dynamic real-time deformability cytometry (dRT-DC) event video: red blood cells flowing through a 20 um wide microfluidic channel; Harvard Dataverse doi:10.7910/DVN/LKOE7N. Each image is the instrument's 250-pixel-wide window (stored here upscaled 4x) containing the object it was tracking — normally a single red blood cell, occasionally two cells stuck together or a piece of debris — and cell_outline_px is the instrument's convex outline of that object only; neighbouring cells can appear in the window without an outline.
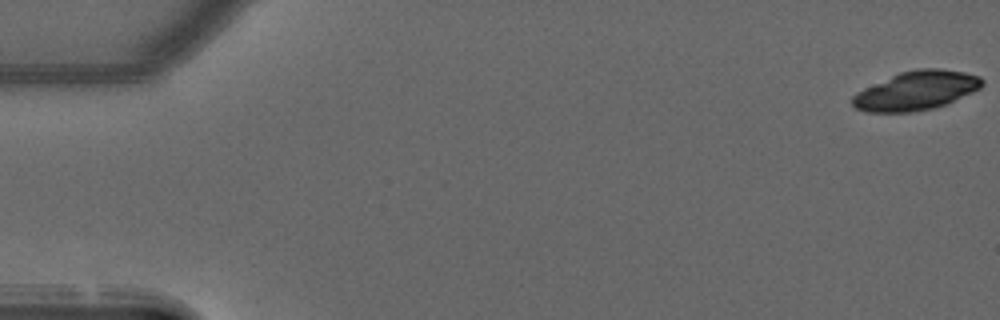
{"species": "common noctule bat (a hibernating species)", "species_latin": "Nyctalus noctula", "temperature_condition": "warm", "stored_images_in_passage": 52, "camera_frame_rate_fps": 3000, "um_per_image_px": 0.085, "animal": {"sex": "male", "forearm_length_mm": 52.5}, "frame": {"image": 1, "passage_image": 1, "time_ms": 0.0, "image_size_px": [1000, 320], "cell_outline_px": [[980, 84], [976, 88], [944, 104], [928, 108], [904, 112], [872, 112], [856, 108], [852, 104], [852, 96], [868, 88], [904, 72], [928, 68], [960, 72], [976, 76], [980, 80]], "centroid_in_image_um": [77.8, 7.73], "position_along_channel_um": 7.2, "area_um2": 27.11}}
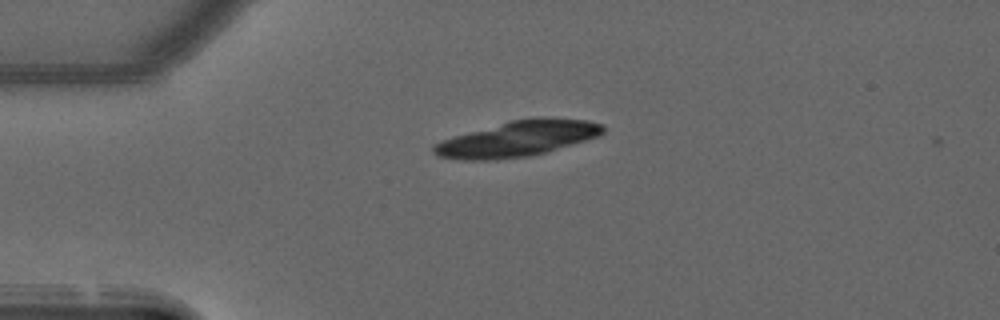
{"frame": {"image": 2, "passage_image": 13, "time_ms": 4.0, "image_size_px": [1000, 320], "cell_outline_px": [[604, 128], [596, 136], [540, 152], [520, 156], [444, 156], [436, 152], [432, 148], [436, 144], [444, 140], [512, 120], [584, 120], [600, 124]], "centroid_in_image_um": [44.07, 11.74], "position_along_channel_um": 40.9, "area_um2": 30.58}}